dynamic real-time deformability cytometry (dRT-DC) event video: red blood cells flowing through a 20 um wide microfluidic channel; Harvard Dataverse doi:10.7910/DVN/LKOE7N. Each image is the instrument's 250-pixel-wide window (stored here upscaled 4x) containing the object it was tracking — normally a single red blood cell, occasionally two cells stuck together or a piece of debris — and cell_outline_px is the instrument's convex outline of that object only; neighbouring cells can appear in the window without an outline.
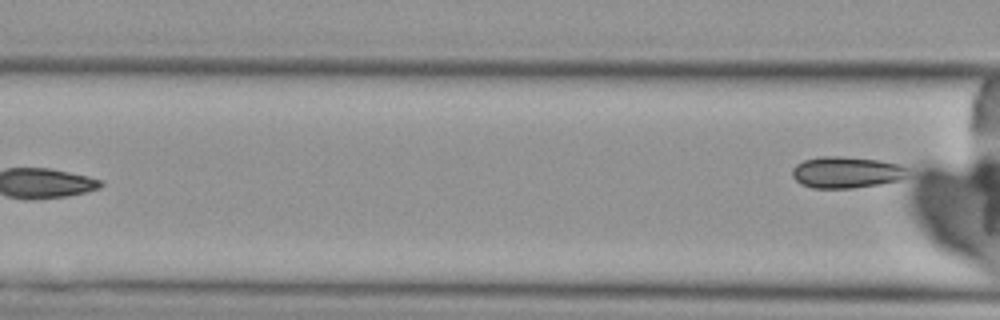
{"species": "Egyptian fruit bat (a non-hibernating species)", "species_latin": "Rousettus aegyptiacus", "temperature_condition": "cold", "stored_images_in_passage": 5, "camera_frame_rate_fps": 3000, "um_per_image_px": 0.085, "animal": {"sex": "female"}, "frame": {"image": 1, "passage_image": 5, "time_ms": 4.667, "image_size_px": [1000, 320], "cell_outline_px": [[912, 176], [900, 180], [880, 184], [852, 188], [812, 188], [800, 184], [792, 176], [792, 168], [796, 164], [804, 160], [820, 156], [840, 156], [880, 160], [900, 164], [908, 168]], "centroid_in_image_um": [71.99, 14.64], "position_along_channel_um": 94.6, "area_um2": 21.62}}